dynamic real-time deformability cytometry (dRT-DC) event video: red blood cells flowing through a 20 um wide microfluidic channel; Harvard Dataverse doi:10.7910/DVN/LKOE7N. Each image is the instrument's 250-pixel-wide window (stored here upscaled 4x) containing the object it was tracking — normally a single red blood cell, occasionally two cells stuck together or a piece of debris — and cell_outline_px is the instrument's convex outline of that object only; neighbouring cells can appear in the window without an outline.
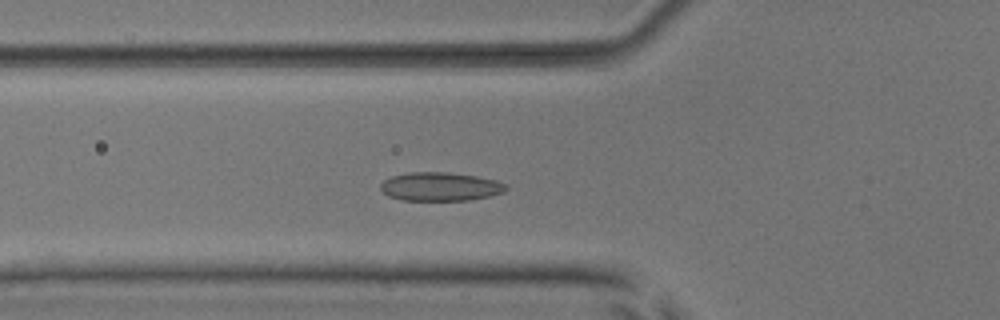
{"species": "common noctule bat (a hibernating species)", "species_latin": "Nyctalus noctula", "temperature_condition": "room temperature", "stored_images_in_passage": 50, "camera_frame_rate_fps": 3000, "um_per_image_px": 0.085, "animal": {"sex": "male", "body_mass_g": 17.9, "forearm_length_mm": 54.2}, "frame": {"image": 1, "passage_image": 16, "time_ms": 5.0, "image_size_px": [1000, 320], "cell_outline_px": [[508, 188], [504, 192], [492, 196], [468, 200], [400, 200], [388, 196], [380, 188], [380, 184], [384, 180], [392, 176], [408, 172], [448, 172], [476, 176], [496, 180], [504, 184]], "centroid_in_image_um": [37.42, 15.86], "position_along_channel_um": 88.4, "area_um2": 20.98}}
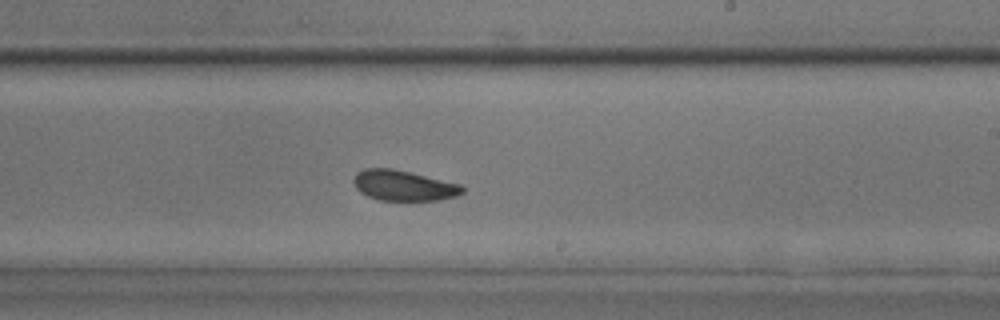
{"frame": {"image": 2, "passage_image": 29, "time_ms": 9.333, "image_size_px": [1000, 320], "cell_outline_px": [[464, 192], [456, 196], [436, 200], [380, 200], [368, 196], [360, 192], [356, 188], [352, 180], [356, 172], [364, 168], [392, 168], [460, 184], [464, 188]], "centroid_in_image_um": [34.26, 15.76], "position_along_channel_um": 254.7, "area_um2": 19.19}}
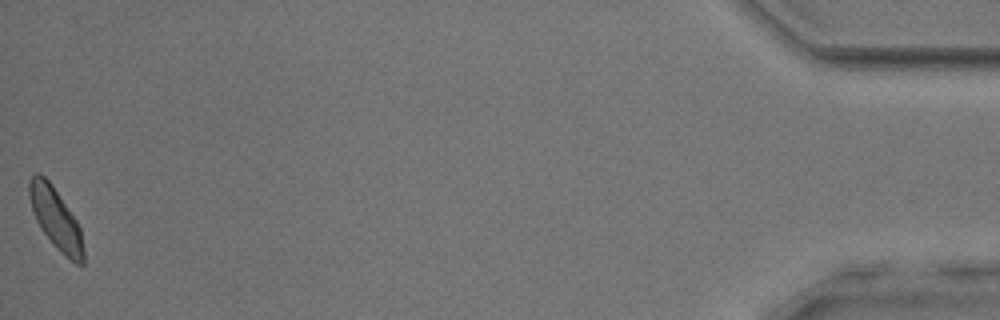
{"frame": {"image": 3, "passage_image": 50, "time_ms": 16.333, "image_size_px": [1000, 320], "cell_outline_px": [[84, 264], [76, 264], [64, 256], [52, 244], [40, 228], [36, 220], [32, 208], [28, 192], [28, 180], [36, 172], [40, 172], [52, 184], [76, 220], [80, 228], [84, 248]], "centroid_in_image_um": [4.73, 18.59], "position_along_channel_um": 430.5, "area_um2": 19.42}, "authors_computed_cell_mechanics": {"area_um2": 19.5364, "velocity_mm_per_s": 3.8463, "shape_relaxation_time_tau1_ms": null, "shape_relaxation_time_tau2_ms": 4.3191, "deformation_change_tau1": null, "deformation_change_tau2": 0.0676}}